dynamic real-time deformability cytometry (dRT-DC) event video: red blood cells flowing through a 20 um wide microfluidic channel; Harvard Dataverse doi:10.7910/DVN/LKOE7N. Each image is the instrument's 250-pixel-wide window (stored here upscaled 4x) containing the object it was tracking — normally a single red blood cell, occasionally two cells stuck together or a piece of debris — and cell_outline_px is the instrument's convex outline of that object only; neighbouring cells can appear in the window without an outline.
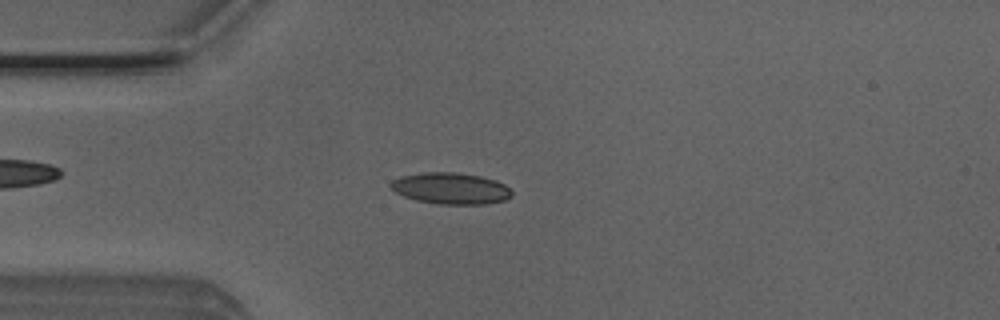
{"species": "Egyptian fruit bat (a non-hibernating species)", "species_latin": "Rousettus aegyptiacus", "temperature_condition": "room temperature", "stored_images_in_passage": 49, "camera_frame_rate_fps": 3000, "um_per_image_px": 0.085, "animal": {"sex": "male"}, "frame": {"image": 1, "passage_image": 12, "time_ms": 3.667, "image_size_px": [1000, 320], "cell_outline_px": [[512, 196], [504, 200], [488, 204], [436, 204], [416, 200], [404, 196], [396, 192], [388, 184], [392, 180], [400, 176], [420, 172], [456, 172], [480, 176], [496, 180], [504, 184], [512, 192]], "centroid_in_image_um": [38.29, 16.01], "position_along_channel_um": 46.7, "area_um2": 22.31}}
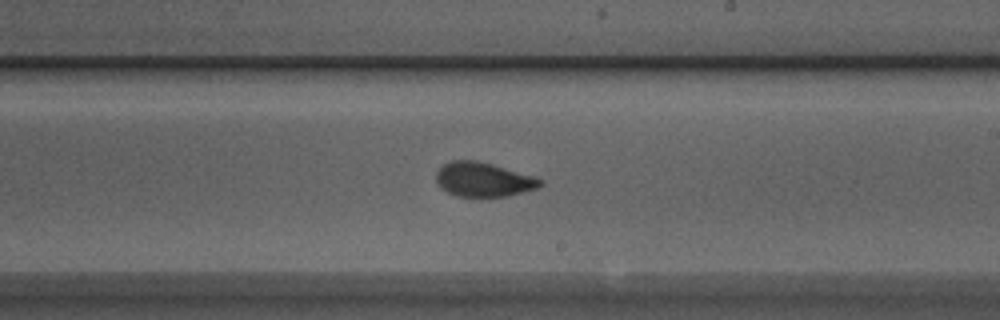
{"frame": {"image": 2, "passage_image": 28, "time_ms": 9.0, "image_size_px": [1000, 320], "cell_outline_px": [[544, 184], [536, 188], [508, 196], [456, 196], [440, 188], [436, 180], [436, 172], [444, 164], [452, 160], [476, 160], [492, 164], [536, 176], [544, 180]], "centroid_in_image_um": [41.11, 15.25], "position_along_channel_um": 247.9, "area_um2": 20.87}}
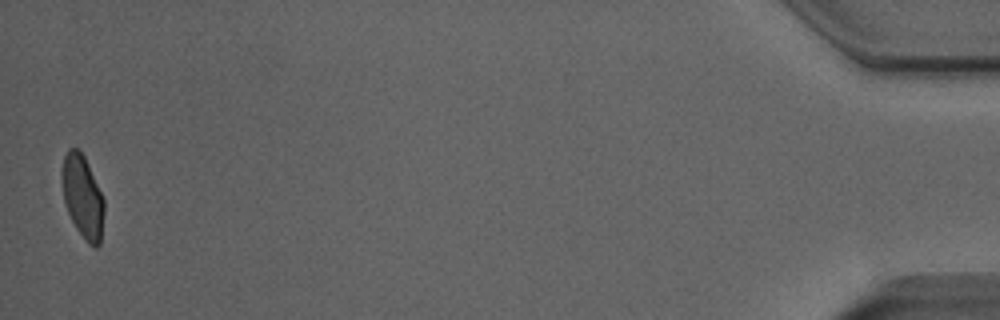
{"frame": {"image": 3, "passage_image": 49, "time_ms": 16.0, "image_size_px": [1000, 320], "cell_outline_px": [[104, 212], [100, 244], [96, 248], [88, 244], [84, 240], [76, 228], [64, 204], [60, 180], [60, 172], [64, 156], [68, 148], [80, 148], [88, 164], [104, 200]], "centroid_in_image_um": [6.99, 16.7], "position_along_channel_um": 428.2, "area_um2": 20.69}, "authors_computed_cell_mechanics": {"area_um2": 20.808, "velocity_mm_per_s": 4.0145, "shape_relaxation_time_tau1_ms": 5.3096, "shape_relaxation_time_tau2_ms": 1.2501, "deformation_change_tau1": 0.1708, "deformation_change_tau2": 0.0706}}